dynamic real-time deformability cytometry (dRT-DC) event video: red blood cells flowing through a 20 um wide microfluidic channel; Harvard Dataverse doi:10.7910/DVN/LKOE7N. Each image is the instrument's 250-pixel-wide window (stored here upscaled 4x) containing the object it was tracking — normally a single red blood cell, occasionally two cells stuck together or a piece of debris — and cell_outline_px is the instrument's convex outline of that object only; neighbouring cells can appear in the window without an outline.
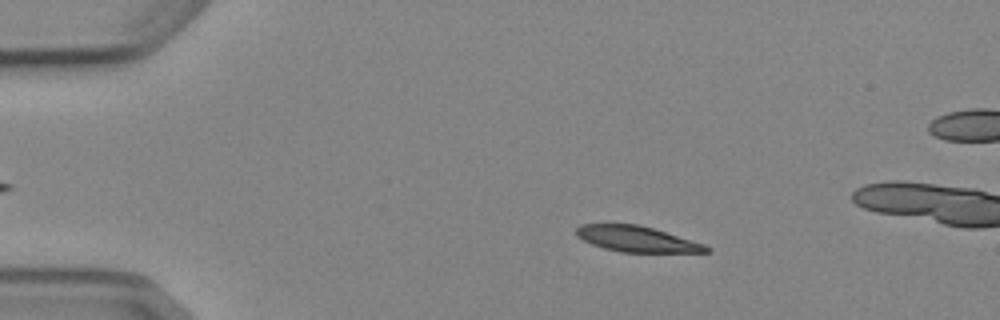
{"species": "Egyptian fruit bat (a non-hibernating species)", "species_latin": "Rousettus aegyptiacus", "temperature_condition": "cold", "stored_images_in_passage": 4, "camera_frame_rate_fps": 3000, "um_per_image_px": 0.085, "animal": {"sex": "female"}, "frame": {"image": 1, "passage_image": 2, "time_ms": 1.0, "image_size_px": [1000, 320], "cell_outline_px": [[712, 252], [620, 252], [604, 248], [592, 244], [576, 236], [576, 228], [580, 224], [640, 224], [704, 244], [712, 248]], "centroid_in_image_um": [54.13, 20.31], "position_along_channel_um": 30.9, "area_um2": 19.42}}